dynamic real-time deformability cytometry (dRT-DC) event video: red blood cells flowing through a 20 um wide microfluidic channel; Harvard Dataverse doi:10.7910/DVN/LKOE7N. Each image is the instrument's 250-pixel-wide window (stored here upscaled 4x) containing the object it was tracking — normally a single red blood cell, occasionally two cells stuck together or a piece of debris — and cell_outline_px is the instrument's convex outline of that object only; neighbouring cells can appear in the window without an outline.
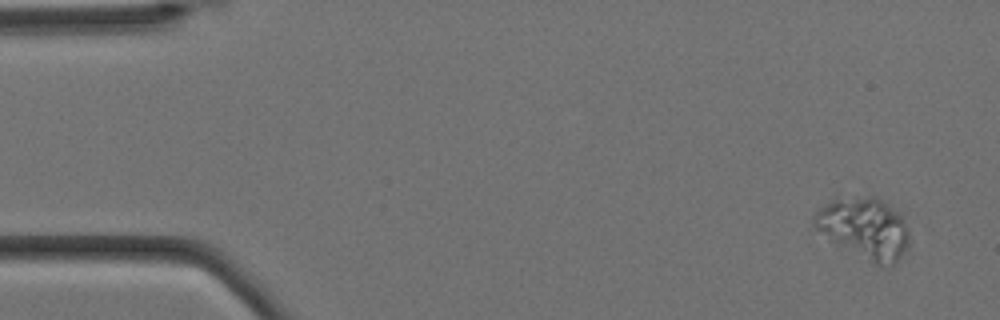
{"species": "Egyptian fruit bat (a non-hibernating species)", "species_latin": "Rousettus aegyptiacus", "temperature_condition": "cold", "stored_images_in_passage": 6, "camera_frame_rate_fps": 3000, "um_per_image_px": 0.085, "animal": {"sex": "female"}, "frame": {"image": 1, "passage_image": 1, "time_ms": 0.0, "image_size_px": [1000, 320], "cell_outline_px": [[908, 244], [900, 256], [892, 264], [880, 268], [836, 244], [816, 228], [812, 224], [812, 216], [820, 208], [836, 200], [868, 196], [872, 196], [880, 200], [896, 212], [900, 216], [908, 228]], "centroid_in_image_um": [73.46, 19.45], "position_along_channel_um": 11.5, "area_um2": 33.0}}
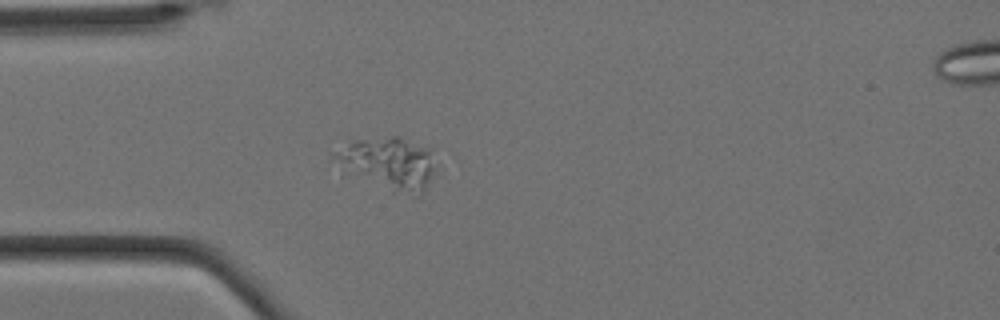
{"frame": {"image": 2, "passage_image": 4, "time_ms": 1.0, "image_size_px": [1000, 320], "cell_outline_px": [[432, 172], [428, 184], [420, 196], [416, 196], [392, 192], [344, 172], [332, 156], [336, 152], [352, 140], [392, 136], [400, 136], [432, 148]], "centroid_in_image_um": [33.02, 13.88], "position_along_channel_um": 52.0, "area_um2": 30.87}}